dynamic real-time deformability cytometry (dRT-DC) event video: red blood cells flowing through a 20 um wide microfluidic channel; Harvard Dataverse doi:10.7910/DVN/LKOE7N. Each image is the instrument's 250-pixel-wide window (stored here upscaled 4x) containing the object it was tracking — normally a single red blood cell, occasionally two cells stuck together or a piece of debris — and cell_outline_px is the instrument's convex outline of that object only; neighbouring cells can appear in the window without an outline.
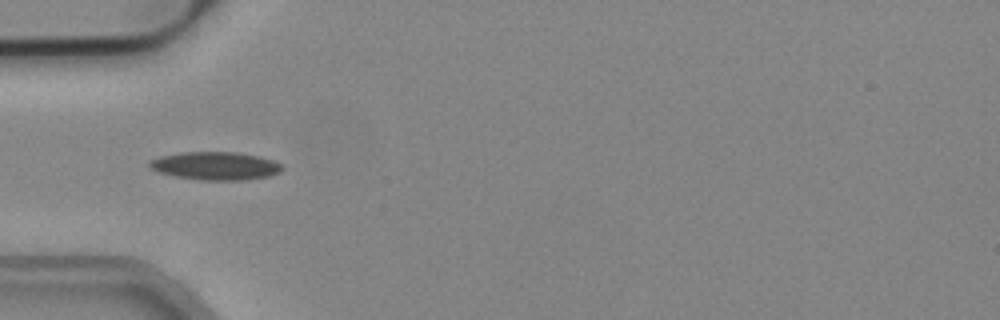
{"species": "common noctule bat (a hibernating species)", "species_latin": "Nyctalus noctula", "temperature_condition": "cold", "stored_images_in_passage": 6, "camera_frame_rate_fps": 3000, "um_per_image_px": 0.085, "animal": {"sex": "male", "body_mass_g": 19.2, "forearm_length_mm": 51.8}, "frame": {"image": 1, "passage_image": 3, "time_ms": 0.667, "image_size_px": [1000, 320], "cell_outline_px": [[284, 168], [280, 172], [268, 176], [244, 180], [200, 180], [176, 176], [160, 172], [152, 168], [148, 164], [148, 160], [160, 156], [180, 152], [236, 152], [260, 156], [284, 164]], "centroid_in_image_um": [18.34, 14.09], "position_along_channel_um": 66.7, "area_um2": 21.79}}